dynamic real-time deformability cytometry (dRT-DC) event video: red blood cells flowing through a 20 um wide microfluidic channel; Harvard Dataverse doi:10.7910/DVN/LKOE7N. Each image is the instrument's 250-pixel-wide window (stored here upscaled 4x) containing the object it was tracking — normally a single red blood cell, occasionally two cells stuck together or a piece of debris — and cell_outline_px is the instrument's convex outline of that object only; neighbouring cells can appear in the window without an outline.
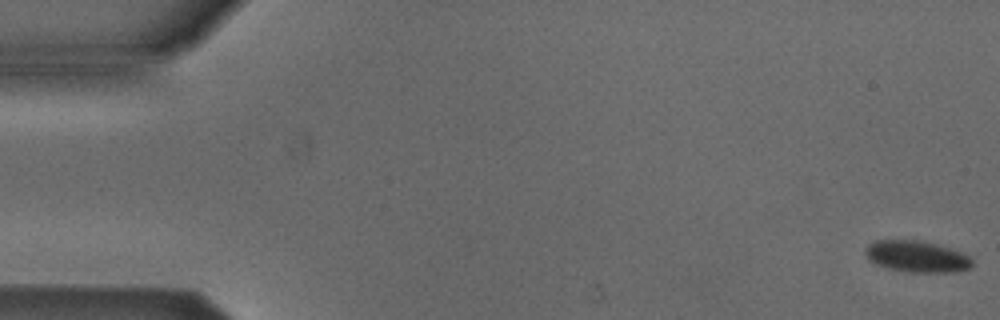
{"species": "Egyptian fruit bat (a non-hibernating species)", "species_latin": "Rousettus aegyptiacus", "temperature_condition": "cold", "stored_images_in_passage": 9, "camera_frame_rate_fps": 3000, "um_per_image_px": 0.085, "animal": {"sex": "male"}, "frame": {"image": 1, "passage_image": 1, "time_ms": 0.0, "image_size_px": [1000, 320], "cell_outline_px": [[972, 264], [968, 268], [956, 272], [912, 272], [888, 268], [876, 264], [868, 260], [864, 252], [864, 248], [872, 240], [916, 240], [948, 248], [960, 252], [968, 256], [972, 260]], "centroid_in_image_um": [77.85, 21.8], "position_along_channel_um": 7.2, "area_um2": 19.36}}